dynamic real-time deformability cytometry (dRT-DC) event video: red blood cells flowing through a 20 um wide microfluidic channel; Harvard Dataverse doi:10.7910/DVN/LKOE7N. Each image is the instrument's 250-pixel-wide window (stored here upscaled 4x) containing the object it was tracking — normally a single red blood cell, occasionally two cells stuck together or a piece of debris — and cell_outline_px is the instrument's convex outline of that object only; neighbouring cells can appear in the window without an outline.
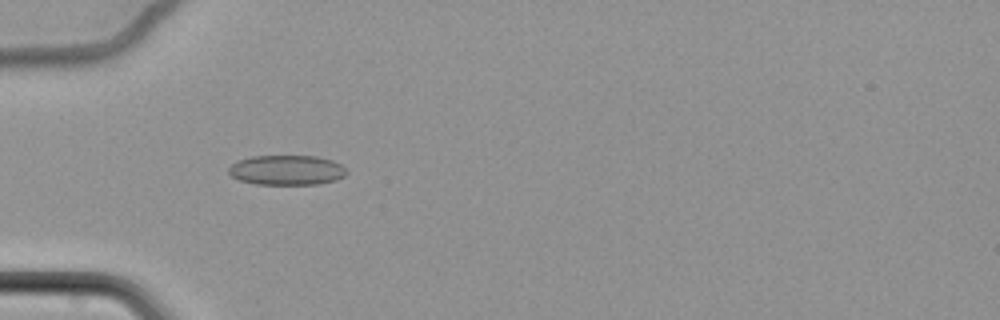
{"species": "common noctule bat (a hibernating species)", "species_latin": "Nyctalus noctula", "temperature_condition": "cold", "stored_images_in_passage": 32, "camera_frame_rate_fps": 3000, "um_per_image_px": 0.085, "animal": {"sex": "female", "body_mass_g": 22.7, "forearm_length_mm": 54.2}, "frame": {"image": 1, "passage_image": 8, "time_ms": 2.333, "image_size_px": [1000, 320], "cell_outline_px": [[348, 172], [344, 176], [336, 180], [320, 184], [256, 184], [240, 180], [232, 176], [228, 172], [228, 168], [236, 160], [252, 156], [316, 156], [332, 160], [340, 164]], "centroid_in_image_um": [24.36, 14.45], "position_along_channel_um": 60.6, "area_um2": 20.58}}
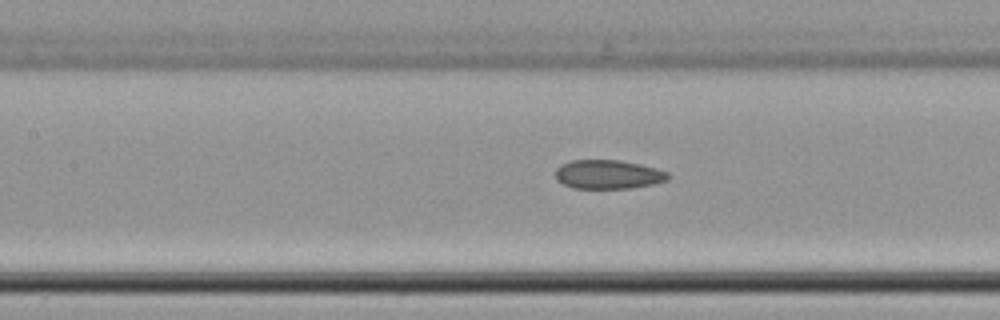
{"frame": {"image": 2, "passage_image": 17, "time_ms": 5.333, "image_size_px": [1000, 320], "cell_outline_px": [[672, 176], [668, 180], [652, 184], [632, 188], [572, 188], [556, 180], [556, 168], [560, 164], [572, 160], [620, 160], [640, 164], [656, 168], [668, 172]], "centroid_in_image_um": [51.7, 14.82], "position_along_channel_um": 155.7, "area_um2": 19.13}}
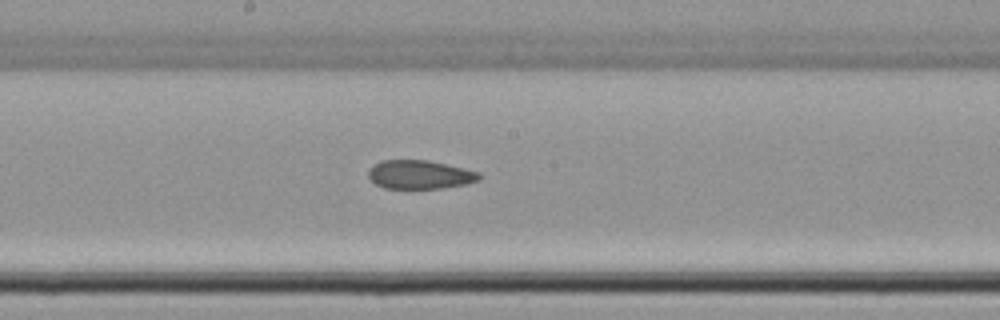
{"frame": {"image": 3, "passage_image": 22, "time_ms": 7.0, "image_size_px": [1000, 320], "cell_outline_px": [[480, 180], [464, 184], [440, 188], [384, 188], [376, 184], [368, 176], [368, 168], [372, 164], [380, 160], [428, 160], [464, 168], [480, 172]], "centroid_in_image_um": [35.65, 14.82], "position_along_channel_um": 212.6, "area_um2": 18.55}}